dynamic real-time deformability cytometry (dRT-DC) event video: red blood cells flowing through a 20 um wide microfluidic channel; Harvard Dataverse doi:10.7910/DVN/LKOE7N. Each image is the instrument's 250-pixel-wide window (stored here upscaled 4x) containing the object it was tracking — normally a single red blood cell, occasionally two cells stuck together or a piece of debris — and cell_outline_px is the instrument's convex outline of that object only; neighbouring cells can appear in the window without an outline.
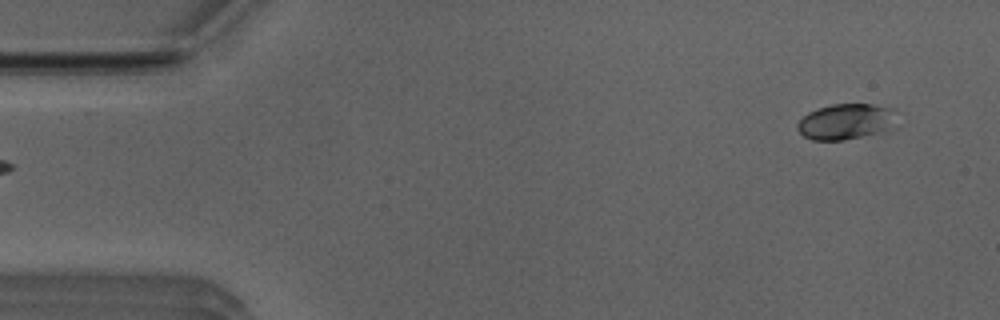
{"species": "Egyptian fruit bat (a non-hibernating species)", "species_latin": "Rousettus aegyptiacus", "temperature_condition": "room temperature", "stored_images_in_passage": 5, "camera_frame_rate_fps": 3000, "um_per_image_px": 0.085, "animal": {"sex": "male"}, "frame": {"image": 1, "passage_image": 1, "time_ms": 0.0, "image_size_px": [1000, 320], "cell_outline_px": [[896, 112], [888, 128], [876, 132], [844, 140], [812, 140], [804, 136], [796, 128], [796, 124], [808, 112], [832, 104], [872, 104], [896, 108]], "centroid_in_image_um": [71.84, 10.32], "position_along_channel_um": 13.2, "area_um2": 20.23}}